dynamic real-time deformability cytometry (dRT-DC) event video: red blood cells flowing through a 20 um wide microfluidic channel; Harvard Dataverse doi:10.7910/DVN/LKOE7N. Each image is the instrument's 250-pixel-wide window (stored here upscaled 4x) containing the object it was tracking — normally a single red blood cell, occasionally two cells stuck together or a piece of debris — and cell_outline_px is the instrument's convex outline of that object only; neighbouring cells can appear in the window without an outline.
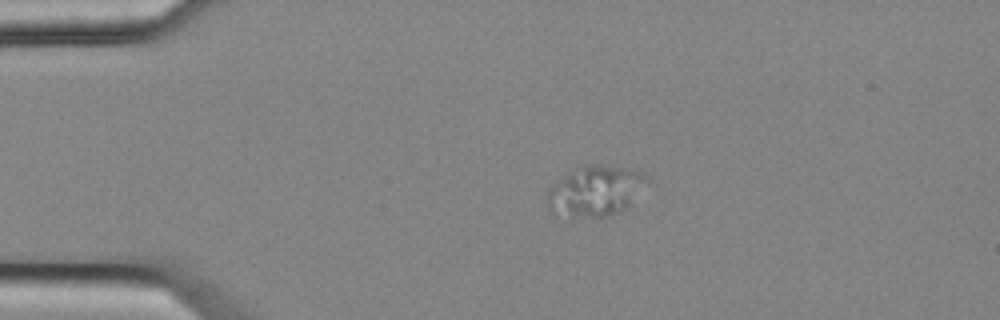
{"species": "common noctule bat (a hibernating species)", "species_latin": "Nyctalus noctula", "temperature_condition": "cold", "stored_images_in_passage": 7, "camera_frame_rate_fps": 3000, "um_per_image_px": 0.085, "animal": {"sex": "female", "body_mass_g": 25.1}, "frame": {"image": 1, "passage_image": 2, "time_ms": 0.333, "image_size_px": [1000, 320], "cell_outline_px": [[648, 180], [632, 204], [628, 208], [620, 212], [604, 216], [592, 216], [552, 212], [548, 208], [548, 188], [564, 176], [584, 164], [600, 164], [628, 168], [644, 172], [648, 176]], "centroid_in_image_um": [50.68, 16.18], "position_along_channel_um": 34.3, "area_um2": 28.84}}
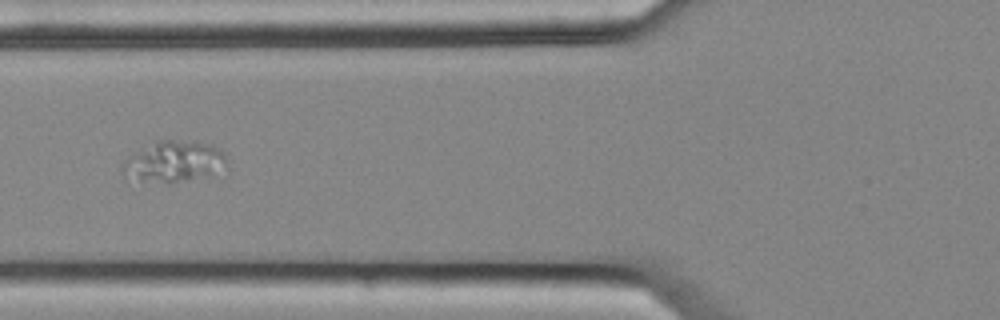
{"frame": {"image": 2, "passage_image": 5, "time_ms": 1.333, "image_size_px": [1000, 320], "cell_outline_px": [[228, 164], [208, 172], [168, 184], [140, 180], [124, 176], [120, 168], [132, 156], [156, 140], [196, 140], [212, 144], [224, 152], [228, 160]], "centroid_in_image_um": [14.77, 13.69], "position_along_channel_um": 111.0, "area_um2": 24.16}}
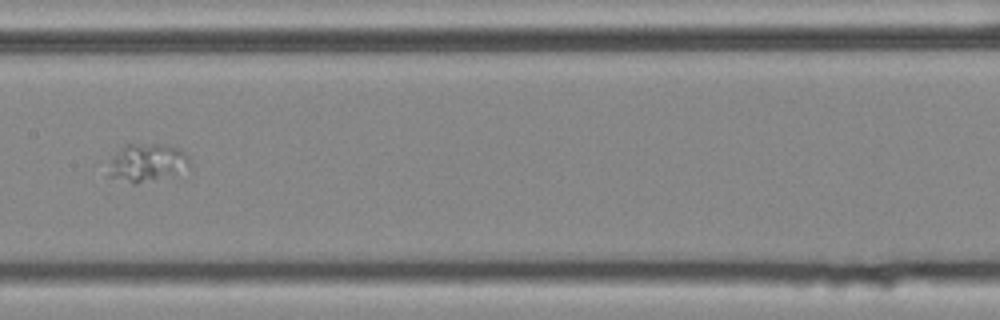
{"frame": {"image": 3, "passage_image": 7, "time_ms": 2.0, "image_size_px": [1000, 320], "cell_outline_px": [[188, 164], [136, 184], [132, 184], [108, 176], [112, 156], [128, 144], [160, 144], [180, 148], [188, 156]], "centroid_in_image_um": [12.37, 13.77], "position_along_channel_um": 195.0, "area_um2": 16.59}}